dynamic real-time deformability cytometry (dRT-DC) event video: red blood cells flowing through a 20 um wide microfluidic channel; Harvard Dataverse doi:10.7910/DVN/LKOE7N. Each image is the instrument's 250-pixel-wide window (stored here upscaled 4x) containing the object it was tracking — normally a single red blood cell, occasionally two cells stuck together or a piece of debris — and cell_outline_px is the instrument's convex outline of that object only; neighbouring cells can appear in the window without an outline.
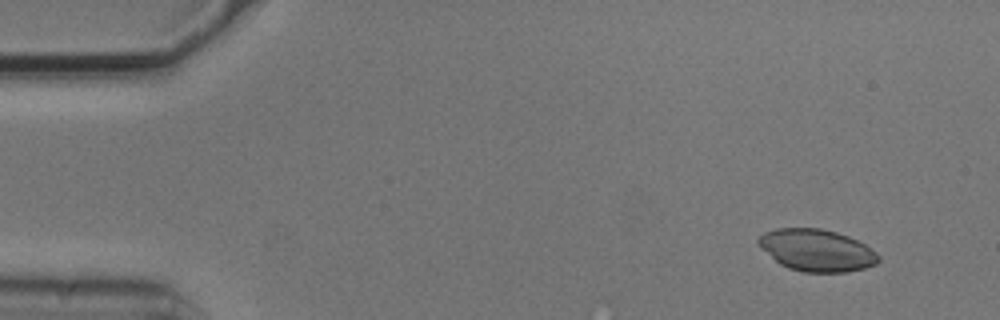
{"species": "common noctule bat (a hibernating species)", "species_latin": "Nyctalus noctula", "temperature_condition": "cold", "stored_images_in_passage": 4, "camera_frame_rate_fps": 3000, "um_per_image_px": 0.085, "animal": {"sex": "male", "body_mass_g": 20.5, "forearm_length_mm": 52.5}, "frame": {"image": 1, "passage_image": 1, "time_ms": 0.0, "image_size_px": [1000, 320], "cell_outline_px": [[880, 260], [876, 264], [864, 268], [848, 272], [804, 272], [788, 268], [780, 264], [760, 248], [756, 240], [764, 232], [776, 228], [820, 228], [836, 232], [848, 236], [864, 244], [876, 252], [880, 256]], "centroid_in_image_um": [69.41, 21.27], "position_along_channel_um": 15.6, "area_um2": 29.42}}
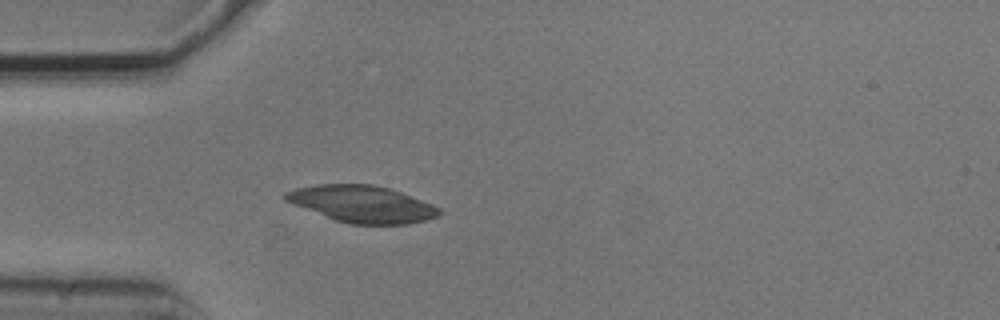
{"frame": {"image": 2, "passage_image": 4, "time_ms": 1.0, "image_size_px": [1000, 320], "cell_outline_px": [[440, 216], [408, 224], [352, 224], [336, 220], [284, 200], [284, 192], [296, 188], [316, 184], [372, 184], [388, 188], [400, 192], [432, 204], [440, 208]], "centroid_in_image_um": [30.78, 17.33], "position_along_channel_um": 54.2, "area_um2": 32.6}}